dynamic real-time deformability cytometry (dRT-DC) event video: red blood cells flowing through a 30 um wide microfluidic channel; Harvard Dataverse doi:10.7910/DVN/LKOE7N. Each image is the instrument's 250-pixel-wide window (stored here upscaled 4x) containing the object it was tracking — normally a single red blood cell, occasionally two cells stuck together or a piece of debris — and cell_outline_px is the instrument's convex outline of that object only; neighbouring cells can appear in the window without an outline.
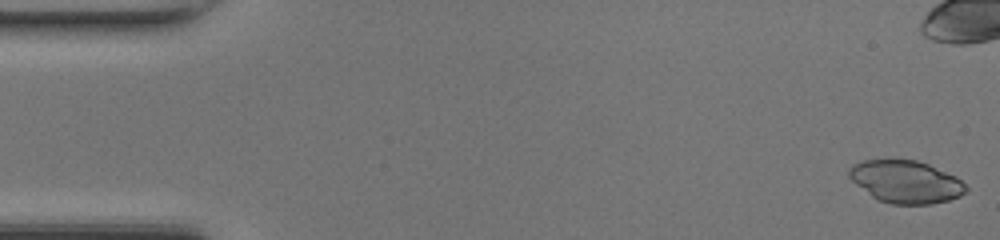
{"species": "common noctule bat (a hibernating species)", "species_latin": "Nyctalus noctula", "temperature_condition": "room temperature", "stored_images_in_passage": 48, "camera_frame_rate_fps": 3000, "um_per_image_px": 0.085, "animal": {"sex": "female", "body_mass_g": 17.0, "forearm_length_mm": 48.0}, "frame": {"image": 1, "passage_image": 1, "time_ms": 0.0, "image_size_px": [1000, 240], "cell_outline_px": [[968, 192], [960, 196], [948, 200], [932, 204], [892, 204], [880, 200], [872, 196], [856, 184], [848, 176], [848, 168], [852, 164], [860, 160], [916, 160], [928, 164], [956, 176], [968, 188]], "centroid_in_image_um": [76.99, 15.44], "position_along_channel_um": 8.0, "area_um2": 28.9}}